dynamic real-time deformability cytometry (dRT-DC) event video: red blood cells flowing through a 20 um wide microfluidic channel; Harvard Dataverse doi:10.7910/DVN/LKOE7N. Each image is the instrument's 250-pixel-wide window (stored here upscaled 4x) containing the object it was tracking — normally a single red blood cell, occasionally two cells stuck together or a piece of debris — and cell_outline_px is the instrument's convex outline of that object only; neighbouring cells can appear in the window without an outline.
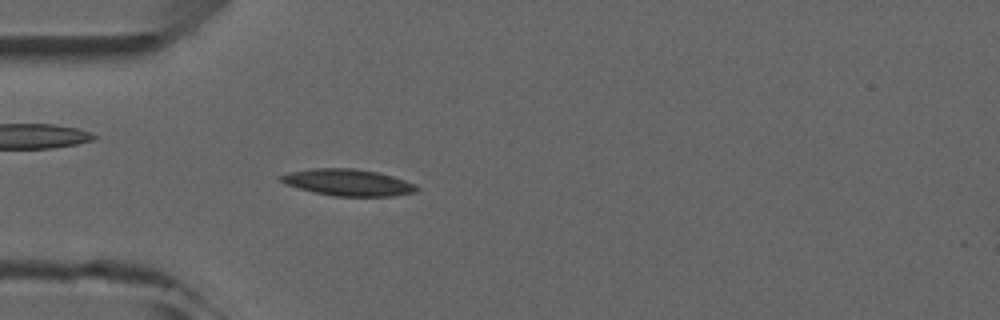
{"species": "common noctule bat (a hibernating species)", "species_latin": "Nyctalus noctula", "temperature_condition": "room temperature", "stored_images_in_passage": 4, "camera_frame_rate_fps": 3000, "um_per_image_px": 0.085, "animal": {"sex": "male", "forearm_length_mm": 52.5}, "frame": {"image": 1, "passage_image": 4, "time_ms": 4.333, "image_size_px": [1000, 320], "cell_outline_px": [[420, 188], [416, 192], [392, 196], [336, 196], [316, 192], [284, 184], [276, 180], [276, 176], [288, 172], [312, 168], [352, 168], [380, 172], [416, 184]], "centroid_in_image_um": [29.54, 15.49], "position_along_channel_um": 55.5, "area_um2": 21.27}}